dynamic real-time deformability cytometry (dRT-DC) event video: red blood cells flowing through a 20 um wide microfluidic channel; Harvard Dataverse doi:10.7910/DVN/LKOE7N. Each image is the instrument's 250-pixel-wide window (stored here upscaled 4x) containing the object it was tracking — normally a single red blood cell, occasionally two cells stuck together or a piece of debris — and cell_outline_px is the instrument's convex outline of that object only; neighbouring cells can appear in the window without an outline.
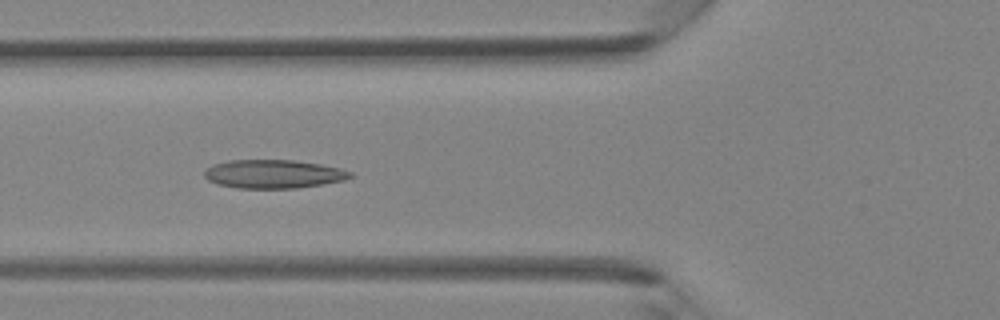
{"species": "Egyptian fruit bat (a non-hibernating species)", "species_latin": "Rousettus aegyptiacus", "temperature_condition": "room temperature", "stored_images_in_passage": 40, "camera_frame_rate_fps": 3000, "um_per_image_px": 0.085, "animal": {"sex": "female"}, "frame": {"image": 1, "passage_image": 15, "time_ms": 4.667, "image_size_px": [1000, 320], "cell_outline_px": [[352, 176], [344, 180], [324, 184], [296, 188], [236, 188], [216, 184], [208, 180], [204, 176], [204, 172], [212, 164], [228, 160], [292, 160], [320, 164], [340, 168], [352, 172]], "centroid_in_image_um": [23.22, 14.79], "position_along_channel_um": 102.6, "area_um2": 24.33}}
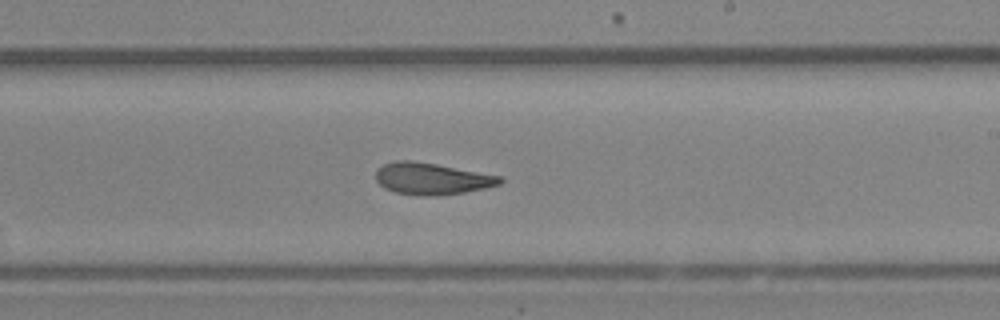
{"frame": {"image": 2, "passage_image": 24, "time_ms": 7.667, "image_size_px": [1000, 320], "cell_outline_px": [[504, 180], [500, 184], [484, 188], [464, 192], [436, 196], [424, 196], [396, 192], [384, 188], [376, 180], [376, 168], [384, 164], [396, 160], [412, 160], [436, 164], [504, 176]], "centroid_in_image_um": [36.71, 15.18], "position_along_channel_um": 252.3, "area_um2": 23.06}}
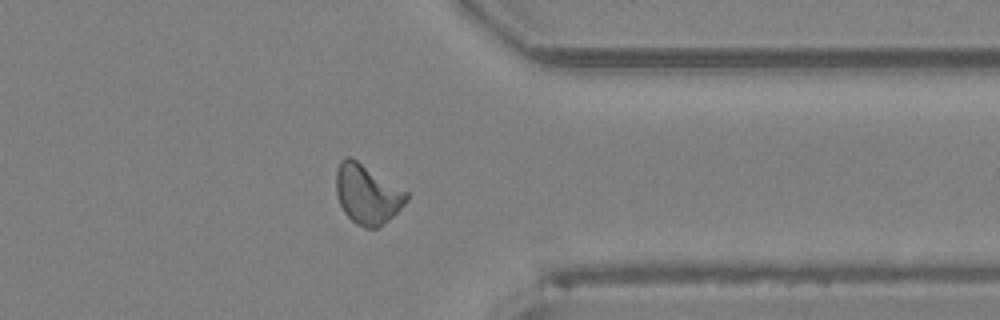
{"frame": {"image": 3, "passage_image": 32, "time_ms": 10.333, "image_size_px": [1000, 320], "cell_outline_px": [[408, 200], [388, 220], [376, 228], [364, 228], [356, 224], [344, 212], [340, 204], [336, 192], [336, 172], [340, 160], [344, 156], [352, 156], [408, 192]], "centroid_in_image_um": [31.19, 16.47], "position_along_channel_um": 380.2, "area_um2": 24.45}}